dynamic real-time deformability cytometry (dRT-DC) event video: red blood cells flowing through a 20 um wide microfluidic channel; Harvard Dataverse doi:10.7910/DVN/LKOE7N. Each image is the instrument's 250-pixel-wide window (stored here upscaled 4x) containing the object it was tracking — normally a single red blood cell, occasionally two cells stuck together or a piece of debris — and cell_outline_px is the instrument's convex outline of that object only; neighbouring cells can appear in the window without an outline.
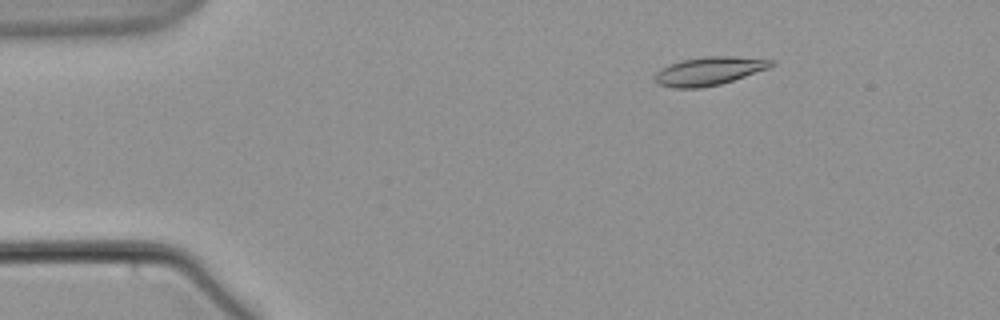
{"species": "common noctule bat (a hibernating species)", "species_latin": "Nyctalus noctula", "temperature_condition": "warm", "stored_images_in_passage": 6, "camera_frame_rate_fps": 3000, "um_per_image_px": 0.085, "animal": {"sex": "male", "body_mass_g": 21.5, "forearm_length_mm": 52.0}, "frame": {"image": 1, "passage_image": 3, "time_ms": 2.667, "image_size_px": [1000, 320], "cell_outline_px": [[776, 64], [768, 68], [720, 84], [700, 88], [672, 88], [660, 84], [656, 80], [656, 72], [660, 68], [680, 60], [704, 56], [732, 56], [776, 60]], "centroid_in_image_um": [60.28, 6.02], "position_along_channel_um": 24.7, "area_um2": 19.13}}
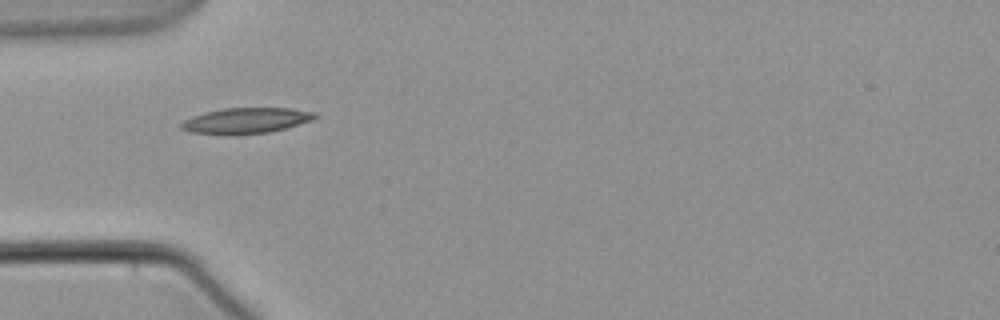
{"frame": {"image": 2, "passage_image": 5, "time_ms": 6.0, "image_size_px": [1000, 320], "cell_outline_px": [[316, 116], [312, 120], [284, 128], [268, 132], [236, 136], [232, 136], [192, 132], [180, 128], [180, 124], [184, 120], [192, 116], [204, 112], [224, 108], [288, 108], [316, 112]], "centroid_in_image_um": [20.86, 10.26], "position_along_channel_um": 64.1, "area_um2": 20.11}}
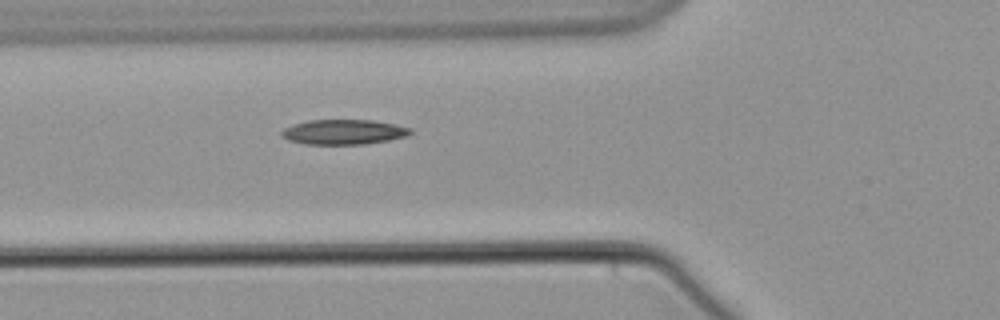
{"frame": {"image": 3, "passage_image": 6, "time_ms": 7.0, "image_size_px": [1000, 320], "cell_outline_px": [[412, 132], [408, 136], [388, 140], [364, 144], [304, 144], [288, 140], [280, 136], [280, 132], [284, 128], [292, 124], [308, 120], [372, 120], [396, 124], [412, 128]], "centroid_in_image_um": [29.19, 11.21], "position_along_channel_um": 96.6, "area_um2": 18.9}}